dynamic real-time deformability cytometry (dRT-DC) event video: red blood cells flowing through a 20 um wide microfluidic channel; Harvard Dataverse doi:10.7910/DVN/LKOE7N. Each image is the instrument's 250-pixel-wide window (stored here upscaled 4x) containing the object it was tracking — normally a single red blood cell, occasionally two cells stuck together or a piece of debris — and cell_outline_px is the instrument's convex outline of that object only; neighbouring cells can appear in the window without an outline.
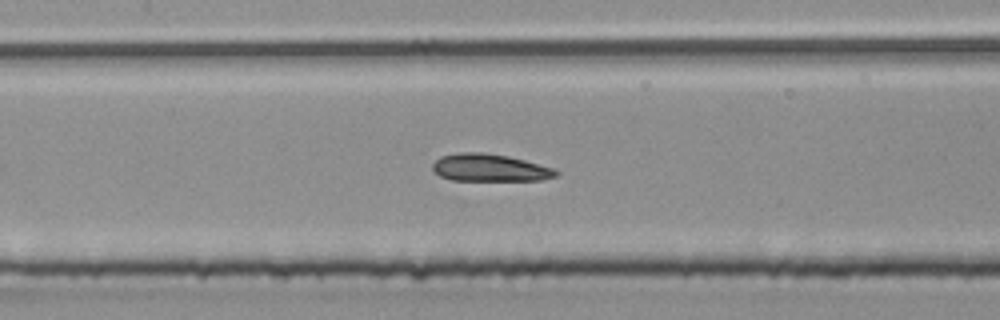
{"species": "common noctule bat (a hibernating species)", "species_latin": "Nyctalus noctula", "temperature_condition": "room temperature", "stored_images_in_passage": 5, "segment_of_instrument_passage": [2, 2], "camera_frame_rate_fps": 3000, "um_per_image_px": 0.085, "animal": {"sex": "male", "body_mass_g": 20.4}, "frame": {"image": 1, "passage_image": 5, "time_ms": 1.333, "image_size_px": [1000, 320], "cell_outline_px": [[560, 172], [556, 176], [540, 180], [452, 180], [440, 176], [432, 168], [432, 164], [440, 156], [460, 152], [484, 152], [508, 156], [556, 168]], "centroid_in_image_um": [41.65, 14.25], "position_along_channel_um": 165.8, "area_um2": 19.77}}